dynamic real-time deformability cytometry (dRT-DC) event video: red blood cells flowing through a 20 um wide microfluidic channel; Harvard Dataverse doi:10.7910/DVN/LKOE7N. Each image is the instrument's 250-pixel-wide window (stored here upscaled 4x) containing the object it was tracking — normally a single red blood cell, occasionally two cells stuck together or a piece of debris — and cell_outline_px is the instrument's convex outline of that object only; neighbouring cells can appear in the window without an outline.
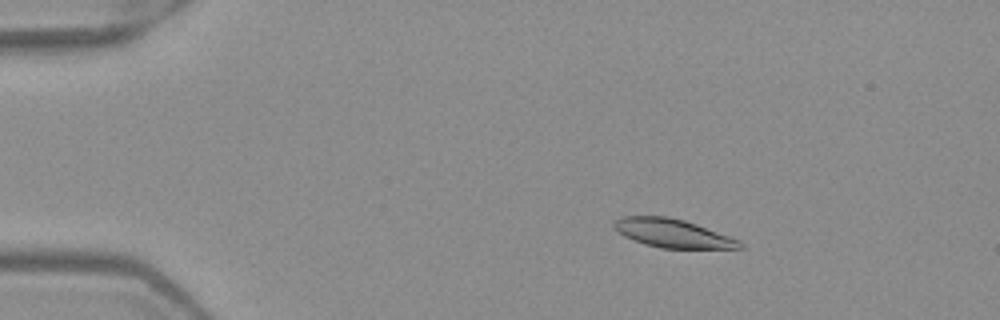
{"species": "Egyptian fruit bat (a non-hibernating species)", "species_latin": "Rousettus aegyptiacus", "temperature_condition": "warm", "stored_images_in_passage": 53, "camera_frame_rate_fps": 3000, "um_per_image_px": 0.085, "frame": {"image": 1, "passage_image": 10, "time_ms": 3.0, "image_size_px": [1000, 320], "cell_outline_px": [[744, 248], [660, 248], [644, 244], [624, 236], [612, 224], [612, 220], [620, 216], [668, 216], [684, 220], [696, 224], [740, 240], [744, 244]], "centroid_in_image_um": [57.16, 19.82], "position_along_channel_um": 27.8, "area_um2": 20.87}}
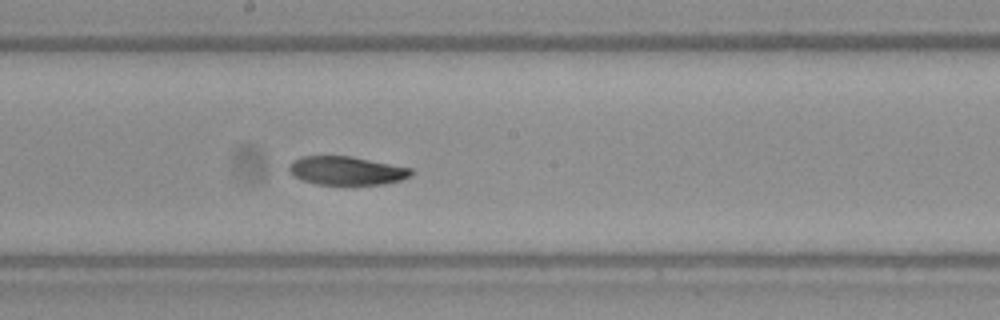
{"frame": {"image": 2, "passage_image": 30, "time_ms": 9.667, "image_size_px": [1000, 320], "cell_outline_px": [[416, 172], [412, 176], [400, 180], [384, 184], [316, 184], [304, 180], [288, 172], [288, 164], [292, 160], [300, 156], [352, 156], [412, 168]], "centroid_in_image_um": [29.47, 14.49], "position_along_channel_um": 218.7, "area_um2": 20.46}}
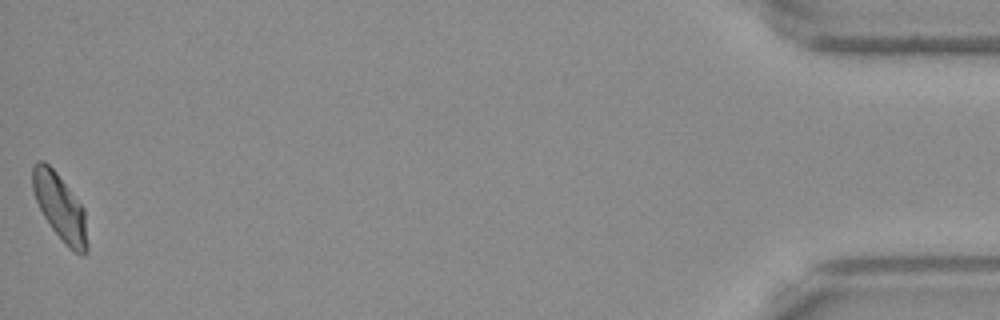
{"frame": {"image": 3, "passage_image": 53, "time_ms": 17.333, "image_size_px": [1000, 320], "cell_outline_px": [[88, 252], [84, 256], [80, 256], [68, 248], [64, 244], [52, 228], [44, 216], [36, 200], [32, 188], [32, 164], [36, 160], [44, 160], [56, 172], [84, 208], [88, 244]], "centroid_in_image_um": [5.11, 17.64], "position_along_channel_um": 430.1, "area_um2": 21.33}}